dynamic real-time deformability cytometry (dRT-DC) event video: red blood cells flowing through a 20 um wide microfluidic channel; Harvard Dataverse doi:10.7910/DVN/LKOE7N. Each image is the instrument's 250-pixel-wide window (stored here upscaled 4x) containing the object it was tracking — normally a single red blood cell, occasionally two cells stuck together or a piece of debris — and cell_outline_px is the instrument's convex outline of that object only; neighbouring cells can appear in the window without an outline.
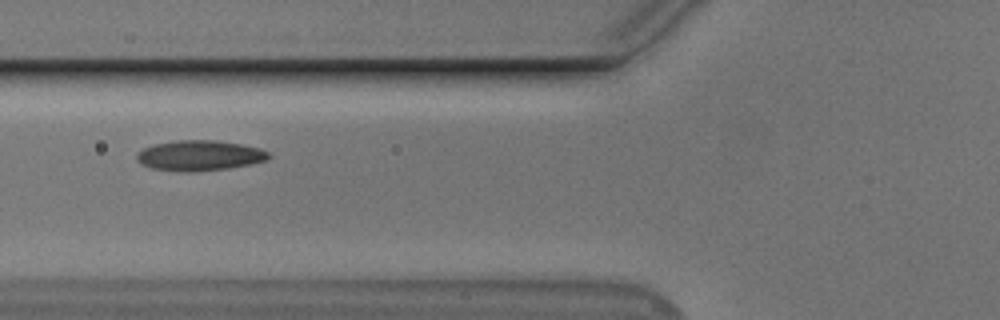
{"species": "Egyptian fruit bat (a non-hibernating species)", "species_latin": "Rousettus aegyptiacus", "temperature_condition": "cold", "stored_images_in_passage": 42, "camera_frame_rate_fps": 3000, "um_per_image_px": 0.085, "animal": {"sex": "male"}, "frame": {"image": 1, "passage_image": 12, "time_ms": 3.667, "image_size_px": [1000, 320], "cell_outline_px": [[272, 156], [268, 160], [228, 168], [192, 172], [152, 168], [136, 160], [136, 152], [144, 148], [156, 144], [176, 140], [216, 140], [240, 144], [260, 148], [268, 152]], "centroid_in_image_um": [16.98, 13.21], "position_along_channel_um": 108.8, "area_um2": 23.12}}
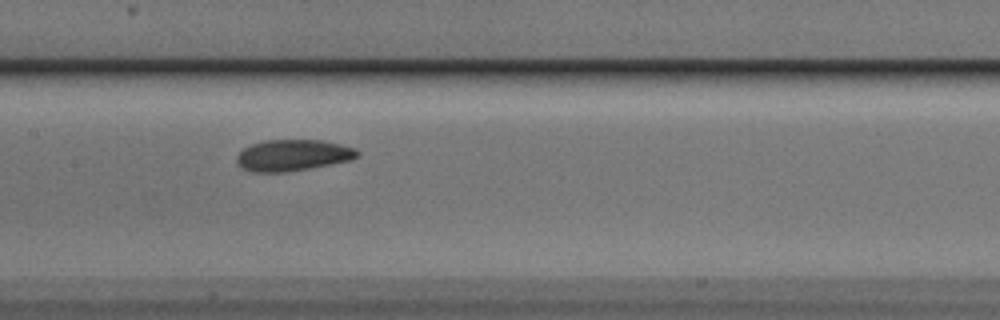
{"frame": {"image": 2, "passage_image": 18, "time_ms": 5.667, "image_size_px": [1000, 320], "cell_outline_px": [[360, 156], [352, 160], [288, 172], [252, 172], [244, 168], [236, 160], [236, 156], [244, 148], [252, 144], [264, 140], [320, 140], [340, 144], [356, 148], [360, 152]], "centroid_in_image_um": [24.94, 13.19], "position_along_channel_um": 182.5, "area_um2": 22.02}}
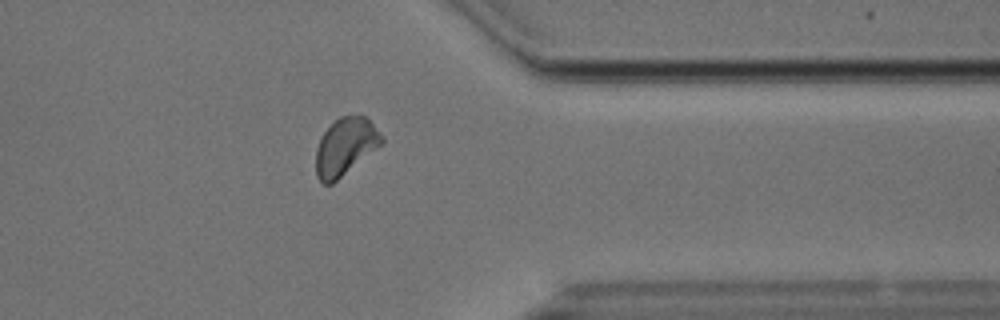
{"frame": {"image": 3, "passage_image": 35, "time_ms": 11.333, "image_size_px": [1000, 320], "cell_outline_px": [[384, 140], [380, 144], [332, 184], [324, 184], [316, 176], [316, 148], [324, 132], [340, 116], [360, 112], [384, 136]], "centroid_in_image_um": [29.34, 12.42], "position_along_channel_um": 382.1, "area_um2": 21.62}}